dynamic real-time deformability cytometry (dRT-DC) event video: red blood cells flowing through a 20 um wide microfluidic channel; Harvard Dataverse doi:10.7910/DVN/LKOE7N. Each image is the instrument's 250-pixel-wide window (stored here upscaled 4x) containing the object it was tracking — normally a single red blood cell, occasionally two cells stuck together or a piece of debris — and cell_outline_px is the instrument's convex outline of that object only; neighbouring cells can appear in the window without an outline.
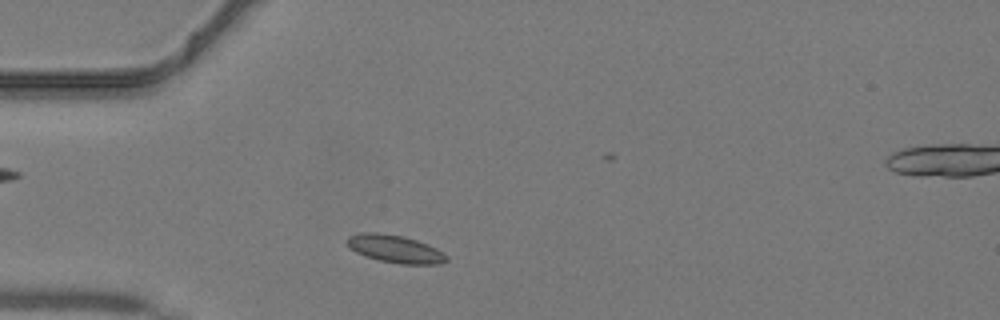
{"species": "common noctule bat (a hibernating species)", "species_latin": "Nyctalus noctula", "temperature_condition": "warm", "stored_images_in_passage": 36, "camera_frame_rate_fps": 3000, "um_per_image_px": 0.085, "animal": {"sex": "male", "body_mass_g": 19.2, "forearm_length_mm": 51.8}, "frame": {"image": 1, "passage_image": 4, "time_ms": 1.0, "image_size_px": [1000, 320], "cell_outline_px": [[448, 260], [440, 264], [400, 264], [380, 260], [356, 252], [348, 248], [344, 240], [348, 236], [360, 232], [380, 232], [404, 236], [428, 244], [444, 252], [448, 256]], "centroid_in_image_um": [33.57, 21.14], "position_along_channel_um": 51.4, "area_um2": 16.3}}
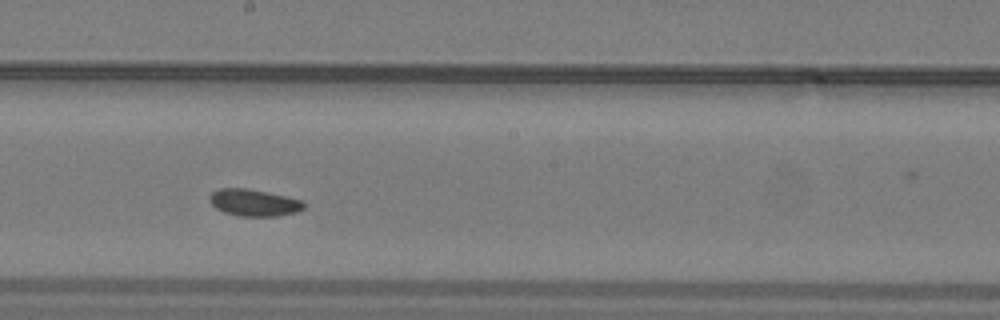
{"frame": {"image": 2, "passage_image": 16, "time_ms": 5.0, "image_size_px": [1000, 320], "cell_outline_px": [[304, 208], [296, 212], [280, 216], [240, 216], [224, 212], [216, 208], [208, 200], [208, 196], [212, 192], [220, 188], [248, 188], [268, 192], [300, 200], [304, 204]], "centroid_in_image_um": [21.54, 17.22], "position_along_channel_um": 226.7, "area_um2": 14.74}}
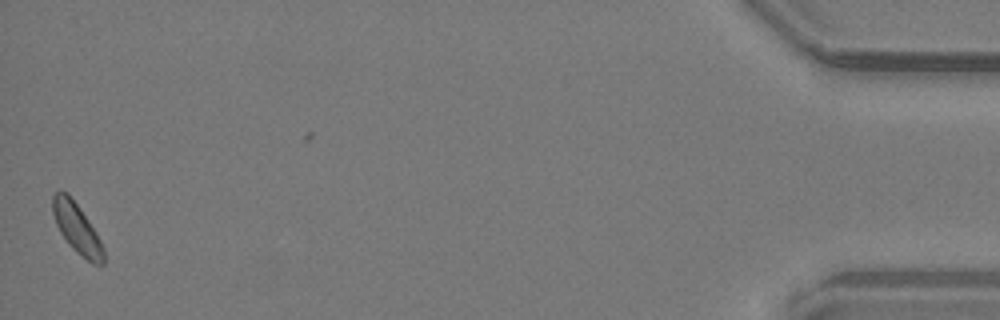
{"frame": {"image": 3, "passage_image": 35, "time_ms": 11.333, "image_size_px": [1000, 320], "cell_outline_px": [[104, 264], [92, 264], [76, 252], [68, 244], [60, 232], [56, 224], [52, 212], [52, 196], [60, 188], [68, 192], [88, 220], [96, 232], [104, 248]], "centroid_in_image_um": [6.52, 19.39], "position_along_channel_um": 428.7, "area_um2": 14.91}}